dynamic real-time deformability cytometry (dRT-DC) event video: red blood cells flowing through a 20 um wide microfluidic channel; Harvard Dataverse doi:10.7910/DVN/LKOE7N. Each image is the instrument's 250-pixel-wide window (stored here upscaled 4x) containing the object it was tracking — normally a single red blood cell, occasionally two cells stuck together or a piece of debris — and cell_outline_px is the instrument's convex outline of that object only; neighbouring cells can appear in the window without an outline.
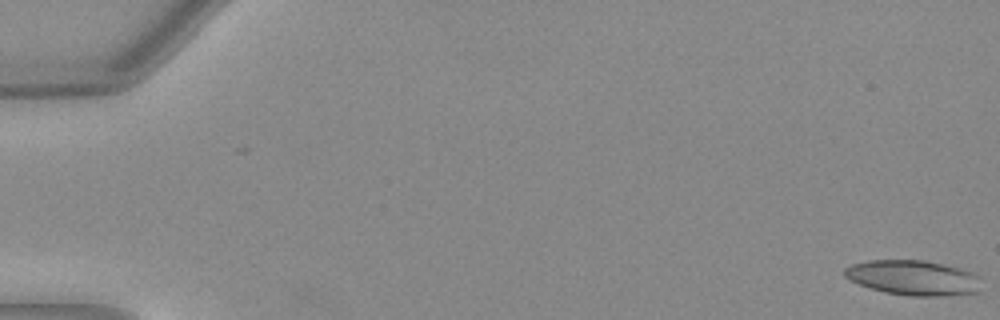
{"species": "Egyptian fruit bat (a non-hibernating species)", "species_latin": "Rousettus aegyptiacus", "temperature_condition": "warm", "stored_images_in_passage": 52, "camera_frame_rate_fps": 3000, "um_per_image_px": 0.085, "animal": {"sex": "female"}, "frame": {"image": 1, "passage_image": 1, "time_ms": 0.0, "image_size_px": [1000, 320], "cell_outline_px": [[980, 292], [948, 296], [912, 296], [884, 292], [860, 284], [844, 276], [844, 268], [852, 264], [868, 260], [924, 260], [960, 268], [976, 276]], "centroid_in_image_um": [77.59, 23.61], "position_along_channel_um": 7.4, "area_um2": 27.57}}
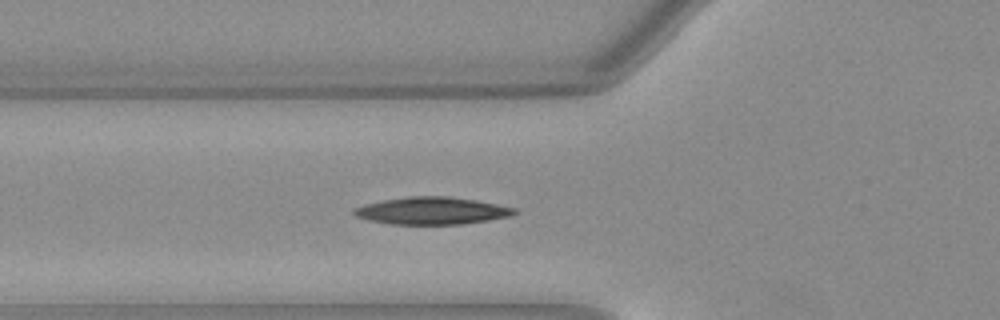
{"frame": {"image": 2, "passage_image": 20, "time_ms": 6.333, "image_size_px": [1000, 320], "cell_outline_px": [[520, 212], [508, 216], [488, 220], [464, 224], [388, 224], [368, 220], [356, 216], [352, 212], [352, 208], [364, 204], [384, 200], [408, 196], [448, 196], [496, 204], [516, 208]], "centroid_in_image_um": [36.67, 17.92], "position_along_channel_um": 89.1, "area_um2": 25.49}}
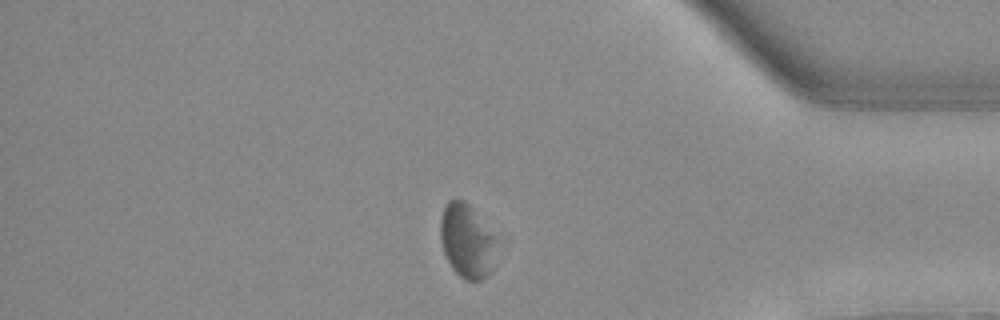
{"frame": {"image": 3, "passage_image": 45, "time_ms": 14.667, "image_size_px": [1000, 320], "cell_outline_px": [[496, 240], [488, 276], [480, 280], [464, 280], [452, 268], [444, 252], [440, 240], [440, 220], [444, 208], [448, 200], [464, 200], [468, 204], [496, 236]], "centroid_in_image_um": [39.65, 20.47], "position_along_channel_um": 395.6, "area_um2": 23.7}, "authors_computed_cell_mechanics": {"area_um2": 25.4609, "velocity_mm_per_s": 3.9565, "shape_relaxation_time_tau1_ms": 2.3256, "shape_relaxation_time_tau2_ms": 4.2599, "deformation_change_tau1": 0.123, "deformation_change_tau2": 0.1495}}